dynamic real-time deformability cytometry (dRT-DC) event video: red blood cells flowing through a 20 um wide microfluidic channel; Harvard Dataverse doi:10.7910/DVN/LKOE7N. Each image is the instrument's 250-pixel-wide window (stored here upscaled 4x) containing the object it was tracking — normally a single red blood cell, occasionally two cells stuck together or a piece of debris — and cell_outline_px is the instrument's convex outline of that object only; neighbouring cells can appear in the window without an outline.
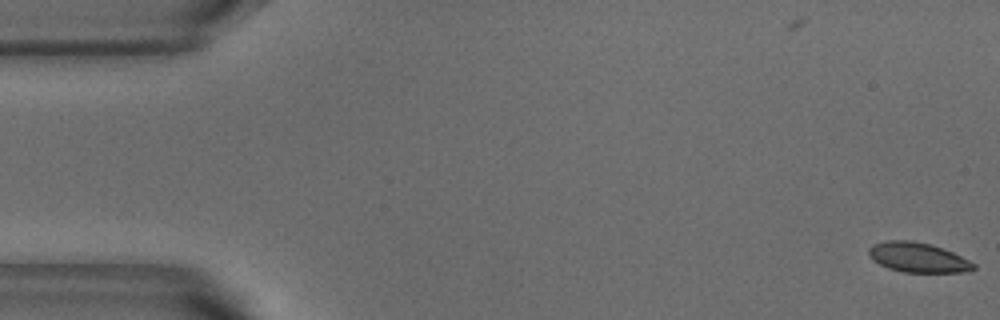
{"species": "common noctule bat (a hibernating species)", "species_latin": "Nyctalus noctula", "temperature_condition": "warm", "stored_images_in_passage": 2, "camera_frame_rate_fps": 3000, "um_per_image_px": 0.085, "animal": {"sex": "male", "body_mass_g": 18.8}, "frame": {"image": 1, "passage_image": 2, "time_ms": 0.333, "image_size_px": [1000, 320], "cell_outline_px": [[976, 268], [960, 272], [904, 272], [888, 268], [872, 260], [868, 256], [868, 248], [872, 244], [884, 240], [912, 240], [928, 244], [952, 252], [976, 264]], "centroid_in_image_um": [77.95, 21.87], "position_along_channel_um": 7.1, "area_um2": 18.09}}